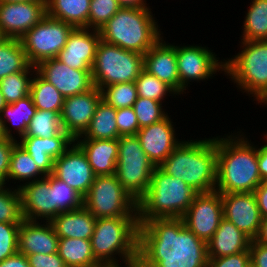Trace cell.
<instances>
[{
  "mask_svg": "<svg viewBox=\"0 0 267 267\" xmlns=\"http://www.w3.org/2000/svg\"><path fill=\"white\" fill-rule=\"evenodd\" d=\"M207 243L182 218L139 223L137 267H207Z\"/></svg>",
  "mask_w": 267,
  "mask_h": 267,
  "instance_id": "cell-1",
  "label": "cell"
},
{
  "mask_svg": "<svg viewBox=\"0 0 267 267\" xmlns=\"http://www.w3.org/2000/svg\"><path fill=\"white\" fill-rule=\"evenodd\" d=\"M240 131L217 136V192H254L263 181L258 169L257 145Z\"/></svg>",
  "mask_w": 267,
  "mask_h": 267,
  "instance_id": "cell-2",
  "label": "cell"
},
{
  "mask_svg": "<svg viewBox=\"0 0 267 267\" xmlns=\"http://www.w3.org/2000/svg\"><path fill=\"white\" fill-rule=\"evenodd\" d=\"M180 178L198 193L215 191L217 183V136L183 140L159 166Z\"/></svg>",
  "mask_w": 267,
  "mask_h": 267,
  "instance_id": "cell-3",
  "label": "cell"
},
{
  "mask_svg": "<svg viewBox=\"0 0 267 267\" xmlns=\"http://www.w3.org/2000/svg\"><path fill=\"white\" fill-rule=\"evenodd\" d=\"M151 10L150 7H121L99 29L101 40L145 54L163 36Z\"/></svg>",
  "mask_w": 267,
  "mask_h": 267,
  "instance_id": "cell-4",
  "label": "cell"
},
{
  "mask_svg": "<svg viewBox=\"0 0 267 267\" xmlns=\"http://www.w3.org/2000/svg\"><path fill=\"white\" fill-rule=\"evenodd\" d=\"M197 194L183 180L156 166L149 188L137 201L138 223L154 218H182Z\"/></svg>",
  "mask_w": 267,
  "mask_h": 267,
  "instance_id": "cell-5",
  "label": "cell"
},
{
  "mask_svg": "<svg viewBox=\"0 0 267 267\" xmlns=\"http://www.w3.org/2000/svg\"><path fill=\"white\" fill-rule=\"evenodd\" d=\"M138 228V217L97 218L93 235L90 238L95 259L99 263L119 262L120 260L137 262Z\"/></svg>",
  "mask_w": 267,
  "mask_h": 267,
  "instance_id": "cell-6",
  "label": "cell"
},
{
  "mask_svg": "<svg viewBox=\"0 0 267 267\" xmlns=\"http://www.w3.org/2000/svg\"><path fill=\"white\" fill-rule=\"evenodd\" d=\"M240 51L226 58L224 75L259 105L267 106V40L240 41ZM252 95V96H251ZM263 103V104H262Z\"/></svg>",
  "mask_w": 267,
  "mask_h": 267,
  "instance_id": "cell-7",
  "label": "cell"
},
{
  "mask_svg": "<svg viewBox=\"0 0 267 267\" xmlns=\"http://www.w3.org/2000/svg\"><path fill=\"white\" fill-rule=\"evenodd\" d=\"M144 69V54L99 41L91 75L94 86L102 90L117 83L135 82Z\"/></svg>",
  "mask_w": 267,
  "mask_h": 267,
  "instance_id": "cell-8",
  "label": "cell"
},
{
  "mask_svg": "<svg viewBox=\"0 0 267 267\" xmlns=\"http://www.w3.org/2000/svg\"><path fill=\"white\" fill-rule=\"evenodd\" d=\"M156 166L147 157L136 135L118 139L116 176L137 201L146 193Z\"/></svg>",
  "mask_w": 267,
  "mask_h": 267,
  "instance_id": "cell-9",
  "label": "cell"
},
{
  "mask_svg": "<svg viewBox=\"0 0 267 267\" xmlns=\"http://www.w3.org/2000/svg\"><path fill=\"white\" fill-rule=\"evenodd\" d=\"M83 205L96 218L138 217L137 200L123 188L116 174L95 176Z\"/></svg>",
  "mask_w": 267,
  "mask_h": 267,
  "instance_id": "cell-10",
  "label": "cell"
},
{
  "mask_svg": "<svg viewBox=\"0 0 267 267\" xmlns=\"http://www.w3.org/2000/svg\"><path fill=\"white\" fill-rule=\"evenodd\" d=\"M73 29L72 25L46 15L20 38L30 65L57 57Z\"/></svg>",
  "mask_w": 267,
  "mask_h": 267,
  "instance_id": "cell-11",
  "label": "cell"
},
{
  "mask_svg": "<svg viewBox=\"0 0 267 267\" xmlns=\"http://www.w3.org/2000/svg\"><path fill=\"white\" fill-rule=\"evenodd\" d=\"M205 45H176L177 69L179 75V95L186 94L190 82L212 79L217 72L224 73L225 58L219 60L217 54ZM189 85V86H188Z\"/></svg>",
  "mask_w": 267,
  "mask_h": 267,
  "instance_id": "cell-12",
  "label": "cell"
},
{
  "mask_svg": "<svg viewBox=\"0 0 267 267\" xmlns=\"http://www.w3.org/2000/svg\"><path fill=\"white\" fill-rule=\"evenodd\" d=\"M182 219L191 232L207 243L223 219L221 193H198Z\"/></svg>",
  "mask_w": 267,
  "mask_h": 267,
  "instance_id": "cell-13",
  "label": "cell"
},
{
  "mask_svg": "<svg viewBox=\"0 0 267 267\" xmlns=\"http://www.w3.org/2000/svg\"><path fill=\"white\" fill-rule=\"evenodd\" d=\"M47 15L46 1L0 2V34L20 39Z\"/></svg>",
  "mask_w": 267,
  "mask_h": 267,
  "instance_id": "cell-14",
  "label": "cell"
},
{
  "mask_svg": "<svg viewBox=\"0 0 267 267\" xmlns=\"http://www.w3.org/2000/svg\"><path fill=\"white\" fill-rule=\"evenodd\" d=\"M36 72L51 83L64 98L82 94L94 87L91 70L73 69L56 57L40 62L36 66Z\"/></svg>",
  "mask_w": 267,
  "mask_h": 267,
  "instance_id": "cell-15",
  "label": "cell"
},
{
  "mask_svg": "<svg viewBox=\"0 0 267 267\" xmlns=\"http://www.w3.org/2000/svg\"><path fill=\"white\" fill-rule=\"evenodd\" d=\"M221 198L223 218L254 240L262 220L254 193H221Z\"/></svg>",
  "mask_w": 267,
  "mask_h": 267,
  "instance_id": "cell-16",
  "label": "cell"
},
{
  "mask_svg": "<svg viewBox=\"0 0 267 267\" xmlns=\"http://www.w3.org/2000/svg\"><path fill=\"white\" fill-rule=\"evenodd\" d=\"M102 100V91L94 86L82 94L64 98L60 113L63 130L74 140L84 134Z\"/></svg>",
  "mask_w": 267,
  "mask_h": 267,
  "instance_id": "cell-17",
  "label": "cell"
},
{
  "mask_svg": "<svg viewBox=\"0 0 267 267\" xmlns=\"http://www.w3.org/2000/svg\"><path fill=\"white\" fill-rule=\"evenodd\" d=\"M53 175L66 182L83 198L95 179L87 156L75 142L63 155L54 160Z\"/></svg>",
  "mask_w": 267,
  "mask_h": 267,
  "instance_id": "cell-18",
  "label": "cell"
},
{
  "mask_svg": "<svg viewBox=\"0 0 267 267\" xmlns=\"http://www.w3.org/2000/svg\"><path fill=\"white\" fill-rule=\"evenodd\" d=\"M174 122L169 114L161 121L139 129L136 136L142 149L155 166H160L183 141L176 137Z\"/></svg>",
  "mask_w": 267,
  "mask_h": 267,
  "instance_id": "cell-19",
  "label": "cell"
},
{
  "mask_svg": "<svg viewBox=\"0 0 267 267\" xmlns=\"http://www.w3.org/2000/svg\"><path fill=\"white\" fill-rule=\"evenodd\" d=\"M100 40L99 30L74 28L56 58L73 69L91 70Z\"/></svg>",
  "mask_w": 267,
  "mask_h": 267,
  "instance_id": "cell-20",
  "label": "cell"
},
{
  "mask_svg": "<svg viewBox=\"0 0 267 267\" xmlns=\"http://www.w3.org/2000/svg\"><path fill=\"white\" fill-rule=\"evenodd\" d=\"M17 142L33 158L45 174H53L54 160L63 155L75 142L64 130L52 138L21 137Z\"/></svg>",
  "mask_w": 267,
  "mask_h": 267,
  "instance_id": "cell-21",
  "label": "cell"
},
{
  "mask_svg": "<svg viewBox=\"0 0 267 267\" xmlns=\"http://www.w3.org/2000/svg\"><path fill=\"white\" fill-rule=\"evenodd\" d=\"M43 223V224H42ZM59 237L50 221L23 219L19 226L18 252L31 254H54L58 252Z\"/></svg>",
  "mask_w": 267,
  "mask_h": 267,
  "instance_id": "cell-22",
  "label": "cell"
},
{
  "mask_svg": "<svg viewBox=\"0 0 267 267\" xmlns=\"http://www.w3.org/2000/svg\"><path fill=\"white\" fill-rule=\"evenodd\" d=\"M23 219L51 221L53 219L52 188L49 175L28 182L20 188Z\"/></svg>",
  "mask_w": 267,
  "mask_h": 267,
  "instance_id": "cell-23",
  "label": "cell"
},
{
  "mask_svg": "<svg viewBox=\"0 0 267 267\" xmlns=\"http://www.w3.org/2000/svg\"><path fill=\"white\" fill-rule=\"evenodd\" d=\"M144 69L179 94L176 45L166 42L163 36L144 54Z\"/></svg>",
  "mask_w": 267,
  "mask_h": 267,
  "instance_id": "cell-24",
  "label": "cell"
},
{
  "mask_svg": "<svg viewBox=\"0 0 267 267\" xmlns=\"http://www.w3.org/2000/svg\"><path fill=\"white\" fill-rule=\"evenodd\" d=\"M75 143L87 156L95 176L116 173L118 139L76 138Z\"/></svg>",
  "mask_w": 267,
  "mask_h": 267,
  "instance_id": "cell-25",
  "label": "cell"
},
{
  "mask_svg": "<svg viewBox=\"0 0 267 267\" xmlns=\"http://www.w3.org/2000/svg\"><path fill=\"white\" fill-rule=\"evenodd\" d=\"M251 239L233 223L222 219L214 235L207 242L209 258H217L249 251Z\"/></svg>",
  "mask_w": 267,
  "mask_h": 267,
  "instance_id": "cell-26",
  "label": "cell"
},
{
  "mask_svg": "<svg viewBox=\"0 0 267 267\" xmlns=\"http://www.w3.org/2000/svg\"><path fill=\"white\" fill-rule=\"evenodd\" d=\"M96 219L83 205L81 208L59 213L50 223L59 238L90 239Z\"/></svg>",
  "mask_w": 267,
  "mask_h": 267,
  "instance_id": "cell-27",
  "label": "cell"
},
{
  "mask_svg": "<svg viewBox=\"0 0 267 267\" xmlns=\"http://www.w3.org/2000/svg\"><path fill=\"white\" fill-rule=\"evenodd\" d=\"M36 110L30 95L14 103L7 104L0 112L5 136L16 141L18 137H23ZM12 126L15 130L12 129ZM14 131L18 137L15 136Z\"/></svg>",
  "mask_w": 267,
  "mask_h": 267,
  "instance_id": "cell-28",
  "label": "cell"
},
{
  "mask_svg": "<svg viewBox=\"0 0 267 267\" xmlns=\"http://www.w3.org/2000/svg\"><path fill=\"white\" fill-rule=\"evenodd\" d=\"M91 0H46L47 15L74 28H88Z\"/></svg>",
  "mask_w": 267,
  "mask_h": 267,
  "instance_id": "cell-29",
  "label": "cell"
},
{
  "mask_svg": "<svg viewBox=\"0 0 267 267\" xmlns=\"http://www.w3.org/2000/svg\"><path fill=\"white\" fill-rule=\"evenodd\" d=\"M44 177H46V175L38 168L33 158L17 142L11 151L6 185H8L11 179L14 181V184H16L15 181L17 180V183L22 181L23 184L20 183V185H16L19 189L28 182Z\"/></svg>",
  "mask_w": 267,
  "mask_h": 267,
  "instance_id": "cell-30",
  "label": "cell"
},
{
  "mask_svg": "<svg viewBox=\"0 0 267 267\" xmlns=\"http://www.w3.org/2000/svg\"><path fill=\"white\" fill-rule=\"evenodd\" d=\"M117 111L101 100L97 105L95 114L91 119L89 127L84 134L78 138L86 139H119L116 122Z\"/></svg>",
  "mask_w": 267,
  "mask_h": 267,
  "instance_id": "cell-31",
  "label": "cell"
},
{
  "mask_svg": "<svg viewBox=\"0 0 267 267\" xmlns=\"http://www.w3.org/2000/svg\"><path fill=\"white\" fill-rule=\"evenodd\" d=\"M58 254L67 267H92L99 263L92 253L90 239L59 238Z\"/></svg>",
  "mask_w": 267,
  "mask_h": 267,
  "instance_id": "cell-32",
  "label": "cell"
},
{
  "mask_svg": "<svg viewBox=\"0 0 267 267\" xmlns=\"http://www.w3.org/2000/svg\"><path fill=\"white\" fill-rule=\"evenodd\" d=\"M243 21L241 41L267 40V0H251Z\"/></svg>",
  "mask_w": 267,
  "mask_h": 267,
  "instance_id": "cell-33",
  "label": "cell"
},
{
  "mask_svg": "<svg viewBox=\"0 0 267 267\" xmlns=\"http://www.w3.org/2000/svg\"><path fill=\"white\" fill-rule=\"evenodd\" d=\"M29 65L20 39L0 40V80L10 74L24 71Z\"/></svg>",
  "mask_w": 267,
  "mask_h": 267,
  "instance_id": "cell-34",
  "label": "cell"
},
{
  "mask_svg": "<svg viewBox=\"0 0 267 267\" xmlns=\"http://www.w3.org/2000/svg\"><path fill=\"white\" fill-rule=\"evenodd\" d=\"M30 96L37 110L61 113L64 97L51 83L43 79L37 72L34 73L31 81Z\"/></svg>",
  "mask_w": 267,
  "mask_h": 267,
  "instance_id": "cell-35",
  "label": "cell"
},
{
  "mask_svg": "<svg viewBox=\"0 0 267 267\" xmlns=\"http://www.w3.org/2000/svg\"><path fill=\"white\" fill-rule=\"evenodd\" d=\"M35 72L36 66L29 65L24 71L10 74L0 80L1 93L7 104L30 95L31 81Z\"/></svg>",
  "mask_w": 267,
  "mask_h": 267,
  "instance_id": "cell-36",
  "label": "cell"
},
{
  "mask_svg": "<svg viewBox=\"0 0 267 267\" xmlns=\"http://www.w3.org/2000/svg\"><path fill=\"white\" fill-rule=\"evenodd\" d=\"M49 186L52 188L53 218L61 212L75 210L83 206V197L53 174L49 175Z\"/></svg>",
  "mask_w": 267,
  "mask_h": 267,
  "instance_id": "cell-37",
  "label": "cell"
},
{
  "mask_svg": "<svg viewBox=\"0 0 267 267\" xmlns=\"http://www.w3.org/2000/svg\"><path fill=\"white\" fill-rule=\"evenodd\" d=\"M62 131L59 112L36 110L23 137L52 138Z\"/></svg>",
  "mask_w": 267,
  "mask_h": 267,
  "instance_id": "cell-38",
  "label": "cell"
},
{
  "mask_svg": "<svg viewBox=\"0 0 267 267\" xmlns=\"http://www.w3.org/2000/svg\"><path fill=\"white\" fill-rule=\"evenodd\" d=\"M137 96L163 102L168 96H179V94L168 84L160 81L156 76L143 69L135 80ZM170 94V95H169ZM167 96V98H166Z\"/></svg>",
  "mask_w": 267,
  "mask_h": 267,
  "instance_id": "cell-39",
  "label": "cell"
},
{
  "mask_svg": "<svg viewBox=\"0 0 267 267\" xmlns=\"http://www.w3.org/2000/svg\"><path fill=\"white\" fill-rule=\"evenodd\" d=\"M23 221L21 194L10 184L0 187V222L21 223Z\"/></svg>",
  "mask_w": 267,
  "mask_h": 267,
  "instance_id": "cell-40",
  "label": "cell"
},
{
  "mask_svg": "<svg viewBox=\"0 0 267 267\" xmlns=\"http://www.w3.org/2000/svg\"><path fill=\"white\" fill-rule=\"evenodd\" d=\"M101 91L102 100L115 109L133 107L138 97L135 82L113 84Z\"/></svg>",
  "mask_w": 267,
  "mask_h": 267,
  "instance_id": "cell-41",
  "label": "cell"
},
{
  "mask_svg": "<svg viewBox=\"0 0 267 267\" xmlns=\"http://www.w3.org/2000/svg\"><path fill=\"white\" fill-rule=\"evenodd\" d=\"M162 104L152 99L137 97L133 109L137 116L139 129L157 123L168 115L167 112L165 113L166 109Z\"/></svg>",
  "mask_w": 267,
  "mask_h": 267,
  "instance_id": "cell-42",
  "label": "cell"
},
{
  "mask_svg": "<svg viewBox=\"0 0 267 267\" xmlns=\"http://www.w3.org/2000/svg\"><path fill=\"white\" fill-rule=\"evenodd\" d=\"M120 8L117 0H91L88 28L99 30Z\"/></svg>",
  "mask_w": 267,
  "mask_h": 267,
  "instance_id": "cell-43",
  "label": "cell"
},
{
  "mask_svg": "<svg viewBox=\"0 0 267 267\" xmlns=\"http://www.w3.org/2000/svg\"><path fill=\"white\" fill-rule=\"evenodd\" d=\"M20 224L0 222V262L18 252Z\"/></svg>",
  "mask_w": 267,
  "mask_h": 267,
  "instance_id": "cell-44",
  "label": "cell"
},
{
  "mask_svg": "<svg viewBox=\"0 0 267 267\" xmlns=\"http://www.w3.org/2000/svg\"><path fill=\"white\" fill-rule=\"evenodd\" d=\"M116 122L120 136L136 135L139 123L133 107L116 109Z\"/></svg>",
  "mask_w": 267,
  "mask_h": 267,
  "instance_id": "cell-45",
  "label": "cell"
},
{
  "mask_svg": "<svg viewBox=\"0 0 267 267\" xmlns=\"http://www.w3.org/2000/svg\"><path fill=\"white\" fill-rule=\"evenodd\" d=\"M250 262V251H244L229 256L209 258L207 267H247Z\"/></svg>",
  "mask_w": 267,
  "mask_h": 267,
  "instance_id": "cell-46",
  "label": "cell"
},
{
  "mask_svg": "<svg viewBox=\"0 0 267 267\" xmlns=\"http://www.w3.org/2000/svg\"><path fill=\"white\" fill-rule=\"evenodd\" d=\"M30 267H67L58 252L54 254L27 255Z\"/></svg>",
  "mask_w": 267,
  "mask_h": 267,
  "instance_id": "cell-47",
  "label": "cell"
},
{
  "mask_svg": "<svg viewBox=\"0 0 267 267\" xmlns=\"http://www.w3.org/2000/svg\"><path fill=\"white\" fill-rule=\"evenodd\" d=\"M16 143L17 141L11 138L0 139V179L5 185L9 171L11 151Z\"/></svg>",
  "mask_w": 267,
  "mask_h": 267,
  "instance_id": "cell-48",
  "label": "cell"
},
{
  "mask_svg": "<svg viewBox=\"0 0 267 267\" xmlns=\"http://www.w3.org/2000/svg\"><path fill=\"white\" fill-rule=\"evenodd\" d=\"M249 251L251 262L255 267H267V245L251 240Z\"/></svg>",
  "mask_w": 267,
  "mask_h": 267,
  "instance_id": "cell-49",
  "label": "cell"
},
{
  "mask_svg": "<svg viewBox=\"0 0 267 267\" xmlns=\"http://www.w3.org/2000/svg\"><path fill=\"white\" fill-rule=\"evenodd\" d=\"M257 206L262 218L267 217V181H262L254 190Z\"/></svg>",
  "mask_w": 267,
  "mask_h": 267,
  "instance_id": "cell-50",
  "label": "cell"
},
{
  "mask_svg": "<svg viewBox=\"0 0 267 267\" xmlns=\"http://www.w3.org/2000/svg\"><path fill=\"white\" fill-rule=\"evenodd\" d=\"M263 136L266 143L260 147L257 145V160L260 177L267 181V132Z\"/></svg>",
  "mask_w": 267,
  "mask_h": 267,
  "instance_id": "cell-51",
  "label": "cell"
},
{
  "mask_svg": "<svg viewBox=\"0 0 267 267\" xmlns=\"http://www.w3.org/2000/svg\"><path fill=\"white\" fill-rule=\"evenodd\" d=\"M0 267H30L27 256L17 252L0 262Z\"/></svg>",
  "mask_w": 267,
  "mask_h": 267,
  "instance_id": "cell-52",
  "label": "cell"
},
{
  "mask_svg": "<svg viewBox=\"0 0 267 267\" xmlns=\"http://www.w3.org/2000/svg\"><path fill=\"white\" fill-rule=\"evenodd\" d=\"M254 240L259 244L267 245V217L262 218L259 233Z\"/></svg>",
  "mask_w": 267,
  "mask_h": 267,
  "instance_id": "cell-53",
  "label": "cell"
},
{
  "mask_svg": "<svg viewBox=\"0 0 267 267\" xmlns=\"http://www.w3.org/2000/svg\"><path fill=\"white\" fill-rule=\"evenodd\" d=\"M121 7L141 8L150 7L146 0H117Z\"/></svg>",
  "mask_w": 267,
  "mask_h": 267,
  "instance_id": "cell-54",
  "label": "cell"
},
{
  "mask_svg": "<svg viewBox=\"0 0 267 267\" xmlns=\"http://www.w3.org/2000/svg\"><path fill=\"white\" fill-rule=\"evenodd\" d=\"M124 264V265H121ZM137 267V262H105V263H98L92 267Z\"/></svg>",
  "mask_w": 267,
  "mask_h": 267,
  "instance_id": "cell-55",
  "label": "cell"
},
{
  "mask_svg": "<svg viewBox=\"0 0 267 267\" xmlns=\"http://www.w3.org/2000/svg\"><path fill=\"white\" fill-rule=\"evenodd\" d=\"M30 1H46V0H0L2 3H17V2H30Z\"/></svg>",
  "mask_w": 267,
  "mask_h": 267,
  "instance_id": "cell-56",
  "label": "cell"
},
{
  "mask_svg": "<svg viewBox=\"0 0 267 267\" xmlns=\"http://www.w3.org/2000/svg\"><path fill=\"white\" fill-rule=\"evenodd\" d=\"M7 105V103L5 102L4 96L1 93V89H0V112L4 109V107Z\"/></svg>",
  "mask_w": 267,
  "mask_h": 267,
  "instance_id": "cell-57",
  "label": "cell"
},
{
  "mask_svg": "<svg viewBox=\"0 0 267 267\" xmlns=\"http://www.w3.org/2000/svg\"><path fill=\"white\" fill-rule=\"evenodd\" d=\"M6 138L5 134H4V129H3V124H2V120L0 118V139Z\"/></svg>",
  "mask_w": 267,
  "mask_h": 267,
  "instance_id": "cell-58",
  "label": "cell"
},
{
  "mask_svg": "<svg viewBox=\"0 0 267 267\" xmlns=\"http://www.w3.org/2000/svg\"><path fill=\"white\" fill-rule=\"evenodd\" d=\"M3 185H5V183L0 179V187H2Z\"/></svg>",
  "mask_w": 267,
  "mask_h": 267,
  "instance_id": "cell-59",
  "label": "cell"
},
{
  "mask_svg": "<svg viewBox=\"0 0 267 267\" xmlns=\"http://www.w3.org/2000/svg\"><path fill=\"white\" fill-rule=\"evenodd\" d=\"M247 267H255V266L252 264V262H250V263L247 265Z\"/></svg>",
  "mask_w": 267,
  "mask_h": 267,
  "instance_id": "cell-60",
  "label": "cell"
}]
</instances>
